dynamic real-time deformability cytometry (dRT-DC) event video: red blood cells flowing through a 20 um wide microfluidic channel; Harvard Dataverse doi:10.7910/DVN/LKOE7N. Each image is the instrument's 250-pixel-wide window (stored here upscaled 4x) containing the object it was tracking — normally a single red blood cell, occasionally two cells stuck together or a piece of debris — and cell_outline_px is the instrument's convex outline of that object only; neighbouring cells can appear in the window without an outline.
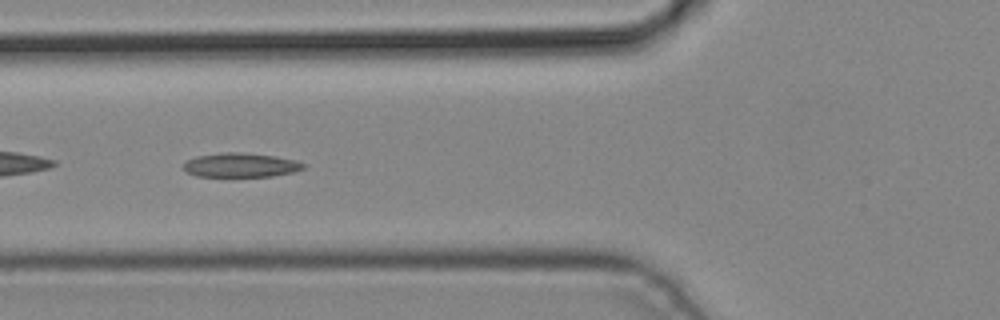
{"species": "common noctule bat (a hibernating species)", "species_latin": "Nyctalus noctula", "temperature_condition": "cold", "stored_images_in_passage": 5, "camera_frame_rate_fps": 3000, "um_per_image_px": 0.085, "animal": {"sex": "male", "body_mass_g": 19.2, "forearm_length_mm": 51.8}, "frame": {"image": 1, "passage_image": 5, "time_ms": 1.333, "image_size_px": [1000, 320], "cell_outline_px": [[304, 168], [292, 172], [272, 176], [196, 176], [188, 172], [184, 168], [184, 164], [188, 160], [196, 156], [224, 152], [240, 152], [276, 156], [296, 160], [304, 164]], "centroid_in_image_um": [20.47, 14.02], "position_along_channel_um": 105.3, "area_um2": 16.7}}